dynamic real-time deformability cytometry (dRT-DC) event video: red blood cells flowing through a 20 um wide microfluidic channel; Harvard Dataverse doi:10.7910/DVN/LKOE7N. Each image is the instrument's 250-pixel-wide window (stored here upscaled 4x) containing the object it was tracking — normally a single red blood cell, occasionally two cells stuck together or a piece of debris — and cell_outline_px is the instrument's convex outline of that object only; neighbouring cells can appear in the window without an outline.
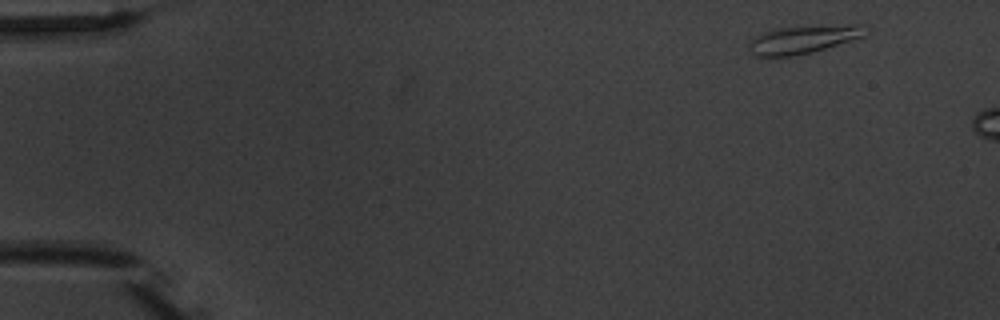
{"species": "common noctule bat (a hibernating species)", "species_latin": "Nyctalus noctula", "temperature_condition": "warm", "stored_images_in_passage": 3, "camera_frame_rate_fps": 3000, "um_per_image_px": 0.085, "animal": {"sex": "male", "body_mass_g": 20.1, "forearm_length_mm": 53.5}, "frame": {"image": 1, "passage_image": 1, "time_ms": 0.0, "image_size_px": [1000, 320], "cell_outline_px": [[872, 28], [864, 36], [856, 40], [812, 52], [792, 56], [756, 56], [748, 48], [748, 44], [756, 36], [764, 32], [780, 28], [852, 24], [860, 24]], "centroid_in_image_um": [68.4, 3.34], "position_along_channel_um": 16.6, "area_um2": 19.13}}